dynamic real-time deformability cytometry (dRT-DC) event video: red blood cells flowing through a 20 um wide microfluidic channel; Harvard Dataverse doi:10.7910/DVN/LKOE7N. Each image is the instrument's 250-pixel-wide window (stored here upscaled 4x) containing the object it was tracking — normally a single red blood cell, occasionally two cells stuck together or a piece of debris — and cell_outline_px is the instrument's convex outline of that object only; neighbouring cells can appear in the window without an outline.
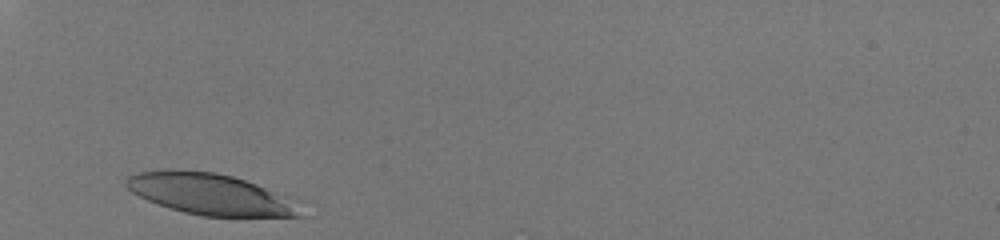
{"species": "human", "species_latin": "Homo sapiens", "temperature_condition": "room temperature", "stored_images_in_passage": 27, "camera_frame_rate_fps": 3000, "um_per_image_px": 0.085, "donor": {"sex": "male"}, "frame": {"image": 1, "passage_image": 1, "time_ms": 0.0, "image_size_px": [1000, 240], "cell_outline_px": [[304, 216], [204, 216], [184, 212], [148, 200], [132, 192], [124, 184], [124, 180], [128, 176], [136, 172], [172, 168], [216, 172], [232, 176], [296, 196], [300, 200]], "centroid_in_image_um": [17.99, 16.48], "position_along_channel_um": 67.0, "area_um2": 42.77}}
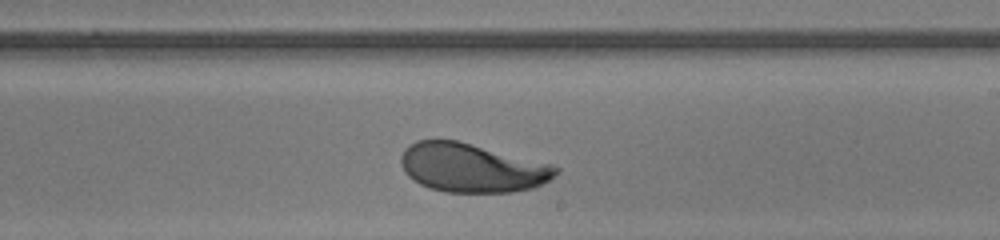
{"frame": {"image": 2, "passage_image": 16, "time_ms": 5.0, "image_size_px": [1000, 240], "cell_outline_px": [[560, 172], [548, 180], [532, 188], [512, 192], [444, 192], [420, 184], [408, 176], [404, 172], [400, 164], [400, 156], [404, 148], [416, 140], [456, 140], [552, 164], [560, 168]], "centroid_in_image_um": [40.09, 14.26], "position_along_channel_um": 248.9, "area_um2": 44.04}}
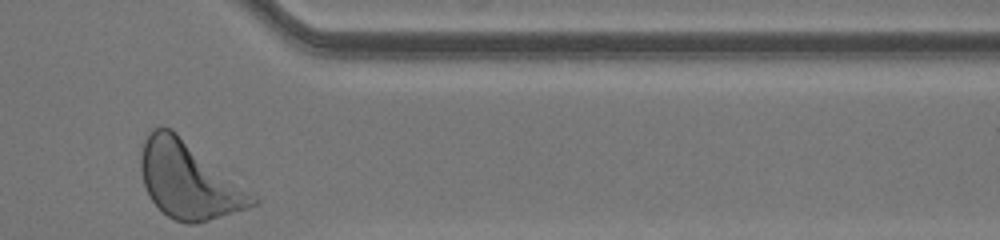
{"frame": {"image": 3, "passage_image": 27, "time_ms": 8.667, "image_size_px": [1000, 240], "cell_outline_px": [[260, 200], [256, 204], [248, 208], [196, 224], [188, 224], [176, 220], [168, 216], [148, 196], [144, 184], [140, 168], [140, 160], [144, 140], [148, 132], [152, 128], [172, 128], [256, 196]], "centroid_in_image_um": [16.03, 15.31], "position_along_channel_um": 395.4, "area_um2": 49.48}, "authors_computed_cell_mechanics": {"area_um2": 43.8702, "velocity_mm_per_s": 4.0707, "shape_relaxation_time_tau1_ms": 2.1883, "shape_relaxation_time_tau2_ms": 2.5894, "deformation_change_tau1": 0.1344, "deformation_change_tau2": 0.0818}}